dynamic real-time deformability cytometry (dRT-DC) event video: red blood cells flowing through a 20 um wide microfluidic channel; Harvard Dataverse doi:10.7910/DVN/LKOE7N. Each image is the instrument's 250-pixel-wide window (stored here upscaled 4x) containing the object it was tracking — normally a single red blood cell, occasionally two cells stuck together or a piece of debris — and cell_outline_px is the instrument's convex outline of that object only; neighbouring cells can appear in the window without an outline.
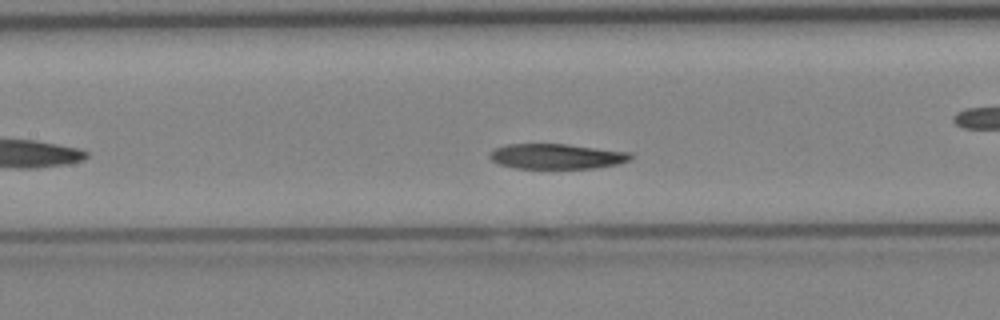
{"species": "Egyptian fruit bat (a non-hibernating species)", "species_latin": "Rousettus aegyptiacus", "temperature_condition": "cold", "stored_images_in_passage": 35, "camera_frame_rate_fps": 3000, "um_per_image_px": 0.085, "animal": {"sex": "female"}, "frame": {"image": 1, "passage_image": 11, "time_ms": 3.333, "image_size_px": [1000, 320], "cell_outline_px": [[632, 160], [616, 164], [596, 168], [516, 168], [500, 164], [492, 160], [488, 156], [496, 148], [508, 144], [568, 144], [632, 152]], "centroid_in_image_um": [47.37, 13.28], "position_along_channel_um": 160.0, "area_um2": 20.63}}
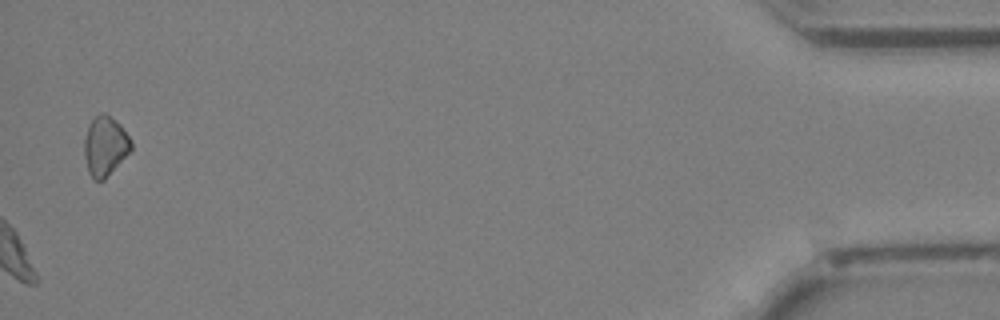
{"frame": {"image": 2, "passage_image": 35, "time_ms": 11.333, "image_size_px": [1000, 320], "cell_outline_px": [[132, 148], [104, 180], [96, 180], [88, 172], [84, 156], [84, 140], [88, 128], [92, 120], [96, 116], [104, 112], [120, 124], [132, 140]], "centroid_in_image_um": [8.93, 12.41], "position_along_channel_um": 426.3, "area_um2": 15.95}}